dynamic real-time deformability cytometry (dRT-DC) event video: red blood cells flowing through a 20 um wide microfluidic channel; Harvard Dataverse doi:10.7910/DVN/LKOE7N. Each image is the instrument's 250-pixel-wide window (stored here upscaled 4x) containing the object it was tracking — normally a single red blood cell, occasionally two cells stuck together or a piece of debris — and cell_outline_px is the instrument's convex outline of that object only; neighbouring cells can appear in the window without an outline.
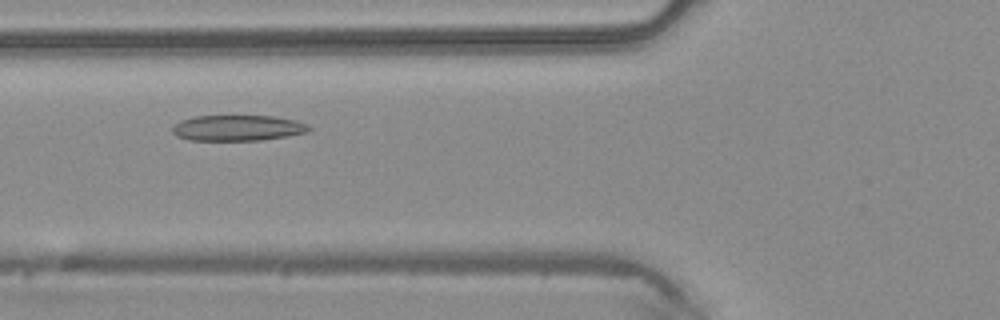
{"species": "common noctule bat (a hibernating species)", "species_latin": "Nyctalus noctula", "temperature_condition": "warm", "stored_images_in_passage": 41, "camera_frame_rate_fps": 3000, "um_per_image_px": 0.085, "animal": {"sex": "male", "body_mass_g": 20.4}, "frame": {"image": 1, "passage_image": 12, "time_ms": 3.667, "image_size_px": [1000, 320], "cell_outline_px": [[312, 128], [308, 132], [288, 136], [260, 140], [188, 140], [176, 136], [172, 132], [172, 128], [180, 120], [196, 116], [276, 116], [296, 120], [308, 124]], "centroid_in_image_um": [20.23, 10.87], "position_along_channel_um": 105.6, "area_um2": 20.58}}
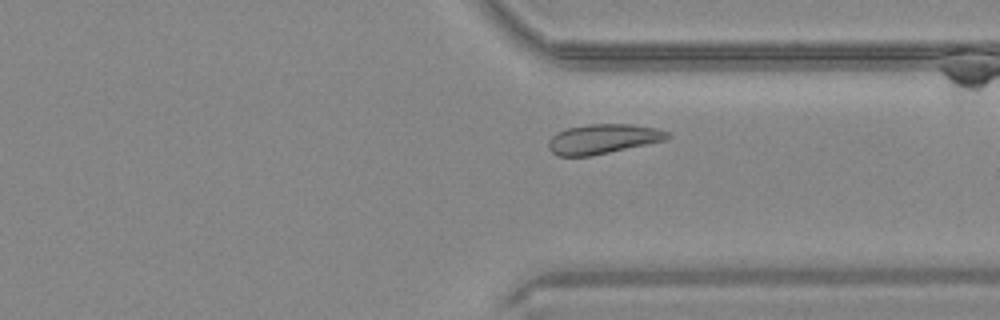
{"frame": {"image": 2, "passage_image": 30, "time_ms": 9.667, "image_size_px": [1000, 320], "cell_outline_px": [[672, 136], [668, 140], [588, 156], [560, 156], [552, 152], [548, 148], [548, 140], [556, 132], [568, 128], [588, 124], [632, 124], [656, 128], [668, 132]], "centroid_in_image_um": [51.27, 11.8], "position_along_channel_um": 360.1, "area_um2": 20.58}}
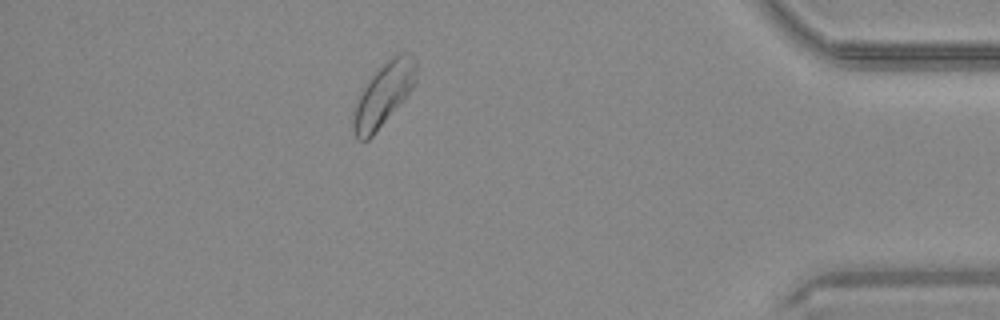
{"frame": {"image": 3, "passage_image": 36, "time_ms": 11.667, "image_size_px": [1000, 320], "cell_outline_px": [[416, 84], [372, 136], [368, 140], [356, 140], [352, 128], [352, 108], [360, 92], [368, 80], [396, 52], [412, 52], [416, 60]], "centroid_in_image_um": [32.58, 8.02], "position_along_channel_um": 402.6, "area_um2": 23.24}}